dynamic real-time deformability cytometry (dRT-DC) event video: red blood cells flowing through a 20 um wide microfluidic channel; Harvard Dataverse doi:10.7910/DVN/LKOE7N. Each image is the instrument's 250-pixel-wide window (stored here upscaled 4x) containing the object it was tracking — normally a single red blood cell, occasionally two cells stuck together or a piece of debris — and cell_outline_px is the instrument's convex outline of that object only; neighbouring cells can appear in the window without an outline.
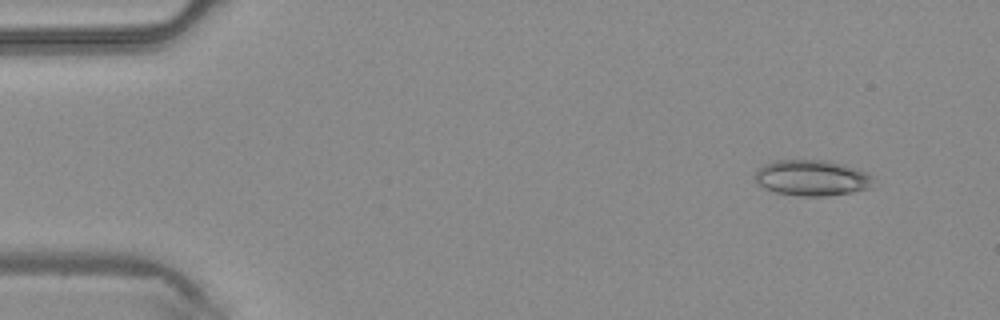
{"species": "common noctule bat (a hibernating species)", "species_latin": "Nyctalus noctula", "temperature_condition": "warm", "stored_images_in_passage": 44, "segment_of_instrument_passage": [1, 2], "camera_frame_rate_fps": 3000, "um_per_image_px": 0.085, "animal": {"sex": "male", "body_mass_g": 20.4}, "frame": {"image": 1, "passage_image": 2, "time_ms": 0.333, "image_size_px": [1000, 320], "cell_outline_px": [[872, 188], [852, 192], [824, 196], [800, 196], [776, 192], [764, 188], [756, 184], [756, 172], [764, 164], [776, 160], [828, 160], [860, 168], [872, 176]], "centroid_in_image_um": [69.04, 15.11], "position_along_channel_um": 16.0, "area_um2": 24.85}}
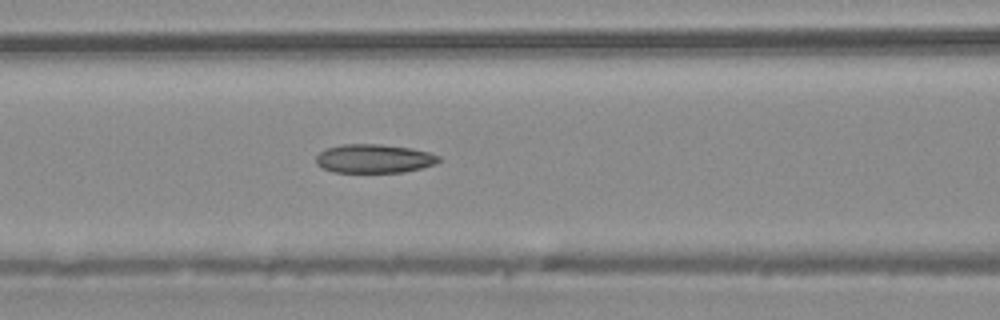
{"frame": {"image": 2, "passage_image": 17, "time_ms": 5.333, "image_size_px": [1000, 320], "cell_outline_px": [[440, 160], [436, 164], [404, 172], [332, 172], [320, 168], [316, 164], [316, 156], [320, 152], [328, 148], [340, 144], [380, 144], [412, 148], [428, 152], [440, 156]], "centroid_in_image_um": [31.77, 13.48], "position_along_channel_um": 134.8, "area_um2": 20.69}}
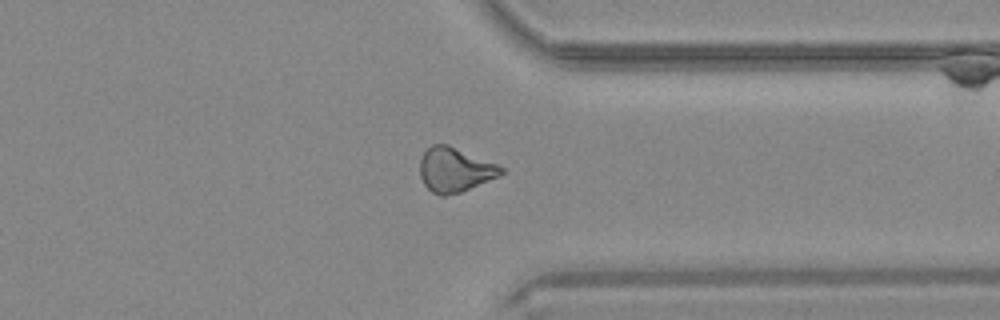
{"frame": {"image": 3, "passage_image": 33, "time_ms": 10.667, "image_size_px": [1000, 320], "cell_outline_px": [[504, 172], [500, 176], [460, 192], [444, 196], [440, 196], [432, 192], [424, 184], [420, 176], [420, 160], [424, 152], [432, 144], [448, 144], [496, 164], [504, 168]], "centroid_in_image_um": [38.65, 14.43], "position_along_channel_um": 372.8, "area_um2": 20.87}}